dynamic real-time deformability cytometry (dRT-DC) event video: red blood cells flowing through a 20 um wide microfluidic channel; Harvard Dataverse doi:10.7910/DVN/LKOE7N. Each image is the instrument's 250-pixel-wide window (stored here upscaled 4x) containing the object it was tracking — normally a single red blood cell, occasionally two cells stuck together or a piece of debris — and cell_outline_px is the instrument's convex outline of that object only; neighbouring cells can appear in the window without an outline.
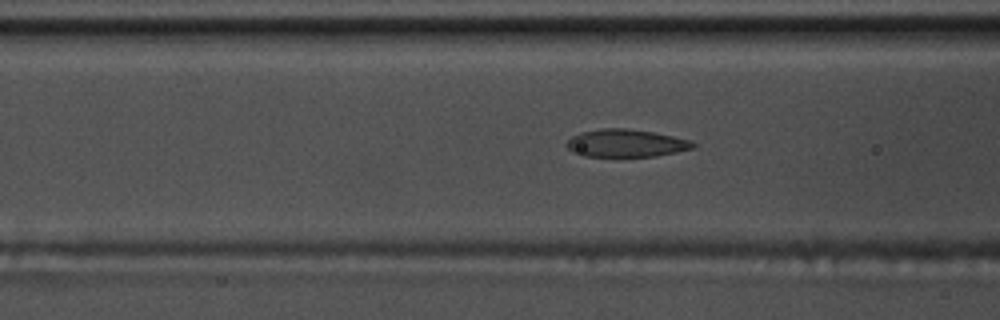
{"species": "common noctule bat (a hibernating species)", "species_latin": "Nyctalus noctula", "temperature_condition": "warm", "stored_images_in_passage": 38, "camera_frame_rate_fps": 3000, "um_per_image_px": 0.085, "animal": {"sex": "male", "body_mass_g": 17.5, "forearm_length_mm": 52.3}, "frame": {"image": 1, "passage_image": 5, "time_ms": 1.333, "image_size_px": [1000, 320], "cell_outline_px": [[696, 144], [692, 148], [676, 152], [656, 156], [584, 156], [572, 152], [564, 144], [572, 136], [580, 132], [600, 128], [628, 128], [652, 132], [672, 136], [688, 140]], "centroid_in_image_um": [53.14, 12.16], "position_along_channel_um": 113.5, "area_um2": 20.29}}
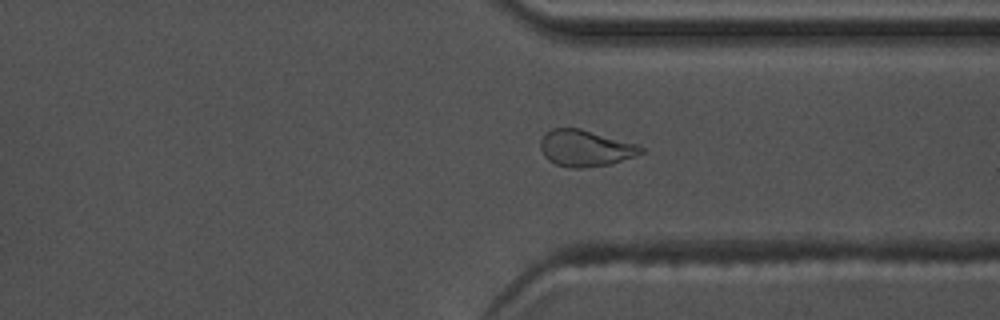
{"frame": {"image": 2, "passage_image": 25, "time_ms": 8.0, "image_size_px": [1000, 320], "cell_outline_px": [[648, 148], [644, 152], [636, 156], [612, 164], [580, 168], [572, 168], [556, 164], [548, 160], [544, 156], [540, 148], [540, 140], [552, 128], [580, 128], [636, 144]], "centroid_in_image_um": [49.79, 12.61], "position_along_channel_um": 361.6, "area_um2": 21.39}}
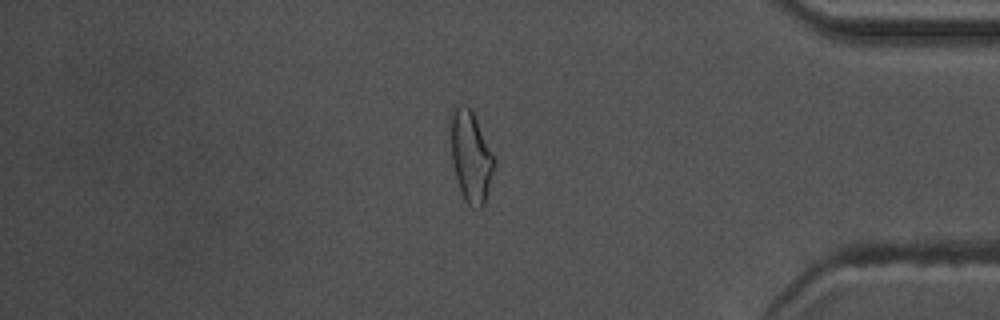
{"frame": {"image": 3, "passage_image": 30, "time_ms": 9.667, "image_size_px": [1000, 320], "cell_outline_px": [[496, 164], [484, 204], [480, 208], [468, 204], [464, 200], [452, 164], [452, 108], [456, 104], [460, 104], [468, 108], [472, 112], [496, 160]], "centroid_in_image_um": [40.04, 13.33], "position_along_channel_um": 395.2, "area_um2": 22.43}, "authors_computed_cell_mechanics": {"area_um2": 20.6057, "velocity_mm_per_s": 3.7247, "shape_relaxation_time_tau1_ms": 8.1186, "shape_relaxation_time_tau2_ms": 1.3402, "deformation_change_tau1": 0.2099, "deformation_change_tau2": 0.0722}}